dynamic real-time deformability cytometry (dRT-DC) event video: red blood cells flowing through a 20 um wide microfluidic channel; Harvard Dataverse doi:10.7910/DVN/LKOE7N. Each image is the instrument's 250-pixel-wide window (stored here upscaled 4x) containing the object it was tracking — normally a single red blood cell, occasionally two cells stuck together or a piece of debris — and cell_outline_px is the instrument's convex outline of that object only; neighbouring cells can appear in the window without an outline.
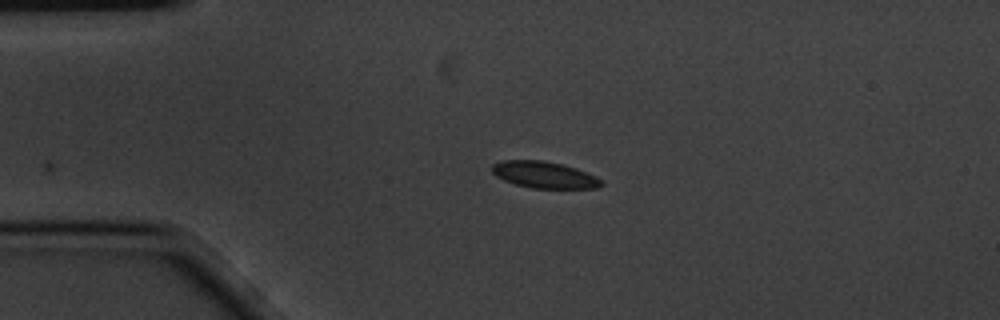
{"species": "common noctule bat (a hibernating species)", "species_latin": "Nyctalus noctula", "temperature_condition": "cold", "stored_images_in_passage": 3, "camera_frame_rate_fps": 3000, "um_per_image_px": 0.085, "animal": {"sex": "male", "body_mass_g": 20.1, "forearm_length_mm": 53.5}, "frame": {"image": 1, "passage_image": 3, "time_ms": 0.667, "image_size_px": [1000, 320], "cell_outline_px": [[604, 184], [600, 188], [532, 188], [516, 184], [504, 180], [496, 176], [492, 172], [492, 164], [500, 160], [544, 160], [564, 164], [576, 168], [596, 176]], "centroid_in_image_um": [46.26, 14.85], "position_along_channel_um": 38.7, "area_um2": 17.05}}